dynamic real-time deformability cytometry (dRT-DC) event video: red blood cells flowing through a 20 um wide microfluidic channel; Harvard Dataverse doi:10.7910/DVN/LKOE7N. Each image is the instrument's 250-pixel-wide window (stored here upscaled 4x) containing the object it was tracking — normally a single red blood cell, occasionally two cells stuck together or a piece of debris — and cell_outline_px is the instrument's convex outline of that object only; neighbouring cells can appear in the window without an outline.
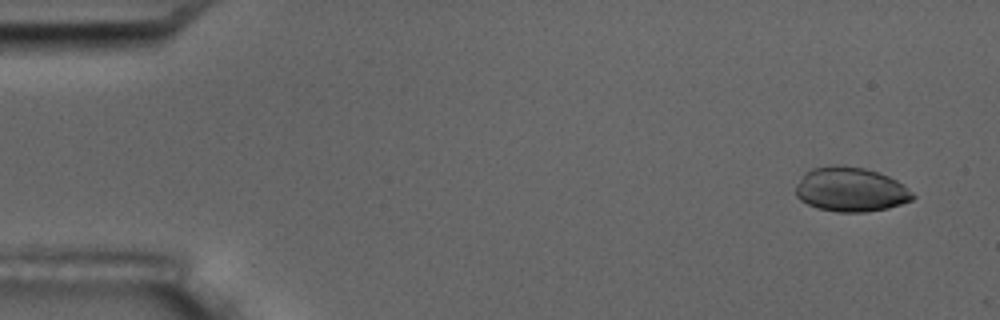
{"species": "common noctule bat (a hibernating species)", "species_latin": "Nyctalus noctula", "temperature_condition": "room temperature", "stored_images_in_passage": 16, "camera_frame_rate_fps": 3000, "um_per_image_px": 0.085, "animal": {"sex": "male", "body_mass_g": 17.5, "forearm_length_mm": 52.3}, "frame": {"image": 1, "passage_image": 1, "time_ms": 0.0, "image_size_px": [1000, 320], "cell_outline_px": [[916, 196], [912, 200], [888, 208], [864, 212], [836, 212], [816, 208], [800, 200], [796, 196], [796, 188], [804, 172], [812, 168], [840, 164], [844, 164], [864, 168], [888, 176], [904, 184]], "centroid_in_image_um": [72.31, 16.1], "position_along_channel_um": 12.7, "area_um2": 30.4}}
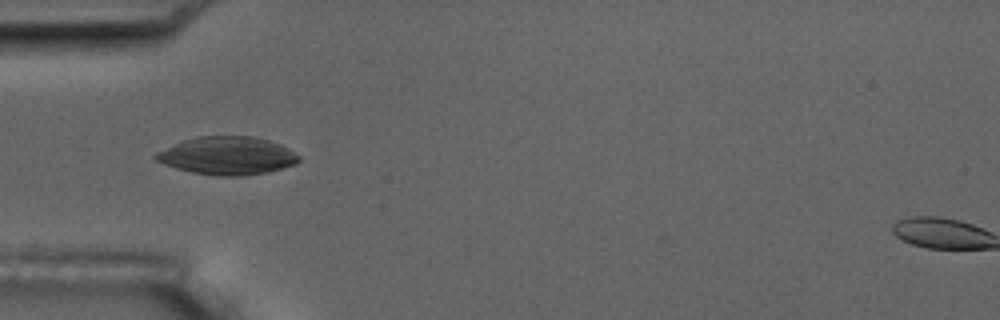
{"frame": {"image": 2, "passage_image": 5, "time_ms": 4.667, "image_size_px": [1000, 320], "cell_outline_px": [[300, 160], [296, 164], [268, 172], [244, 176], [216, 176], [192, 172], [176, 168], [164, 164], [156, 160], [152, 156], [156, 152], [184, 140], [196, 136], [252, 136], [268, 140], [280, 144], [288, 148], [300, 156]], "centroid_in_image_um": [19.33, 13.24], "position_along_channel_um": 65.7, "area_um2": 31.73}}
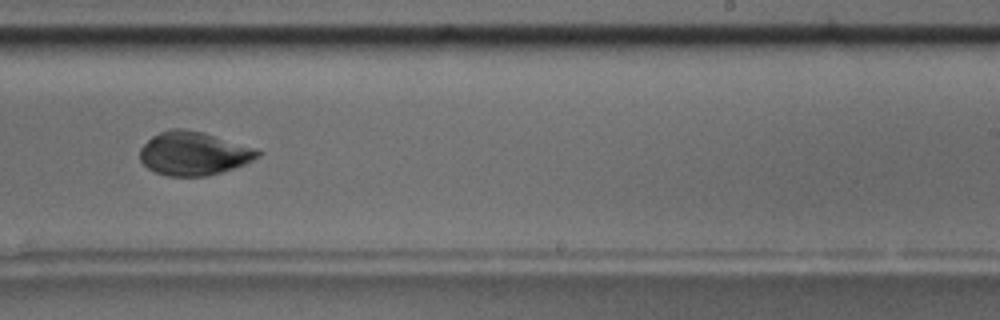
{"frame": {"image": 3, "passage_image": 10, "time_ms": 10.333, "image_size_px": [1000, 320], "cell_outline_px": [[260, 156], [244, 164], [208, 176], [168, 176], [156, 172], [148, 168], [140, 160], [140, 148], [152, 136], [160, 132], [172, 128], [184, 128], [204, 132], [256, 148], [260, 152]], "centroid_in_image_um": [16.45, 13.03], "position_along_channel_um": 272.6, "area_um2": 29.82}}